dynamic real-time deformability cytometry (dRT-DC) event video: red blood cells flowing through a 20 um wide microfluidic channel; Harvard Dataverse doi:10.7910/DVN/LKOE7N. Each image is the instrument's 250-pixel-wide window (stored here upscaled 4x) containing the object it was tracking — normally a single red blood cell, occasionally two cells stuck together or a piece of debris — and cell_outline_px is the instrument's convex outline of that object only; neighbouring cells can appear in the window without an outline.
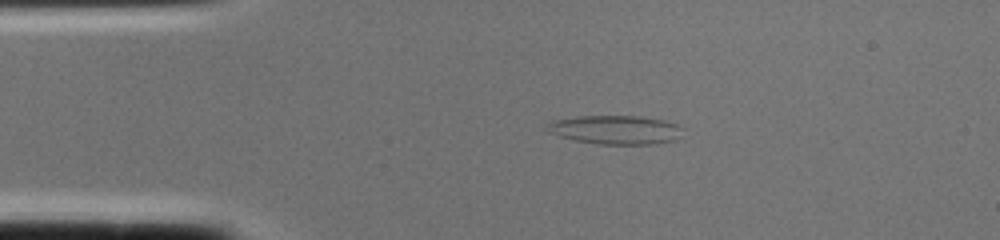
{"species": "common noctule bat (a hibernating species)", "species_latin": "Nyctalus noctula", "temperature_condition": "cold", "stored_images_in_passage": 2, "segment_of_instrument_passage": [1, 2], "camera_frame_rate_fps": 3000, "um_per_image_px": 0.085, "animal": {"sex": "female", "body_mass_g": 22.0, "forearm_length_mm": 56.7}, "frame": {"image": 1, "passage_image": 1, "time_ms": 0.0, "image_size_px": [1000, 240], "cell_outline_px": [[684, 128], [680, 136], [676, 140], [656, 144], [596, 144], [576, 140], [560, 136], [548, 132], [544, 128], [544, 124], [552, 120], [576, 116], [640, 116], [664, 120], [676, 124]], "centroid_in_image_um": [52.3, 11.03], "position_along_channel_um": 32.7, "area_um2": 23.12}}